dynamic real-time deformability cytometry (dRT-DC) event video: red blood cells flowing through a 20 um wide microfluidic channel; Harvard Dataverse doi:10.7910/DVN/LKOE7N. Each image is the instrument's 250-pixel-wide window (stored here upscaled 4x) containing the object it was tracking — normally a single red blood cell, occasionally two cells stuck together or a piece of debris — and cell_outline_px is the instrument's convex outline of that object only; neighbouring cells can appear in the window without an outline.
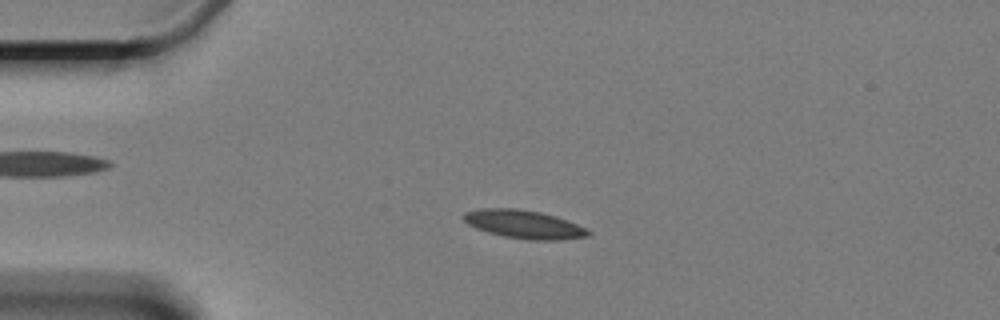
{"species": "Egyptian fruit bat (a non-hibernating species)", "species_latin": "Rousettus aegyptiacus", "temperature_condition": "cold", "stored_images_in_passage": 6, "camera_frame_rate_fps": 3000, "um_per_image_px": 0.085, "animal": {"sex": "female"}, "frame": {"image": 1, "passage_image": 4, "time_ms": 4.333, "image_size_px": [1000, 320], "cell_outline_px": [[592, 232], [588, 236], [560, 240], [528, 240], [504, 236], [488, 232], [476, 228], [468, 224], [460, 216], [464, 212], [480, 208], [516, 208], [540, 212], [556, 216], [576, 224]], "centroid_in_image_um": [44.49, 19.06], "position_along_channel_um": 40.5, "area_um2": 20.58}}
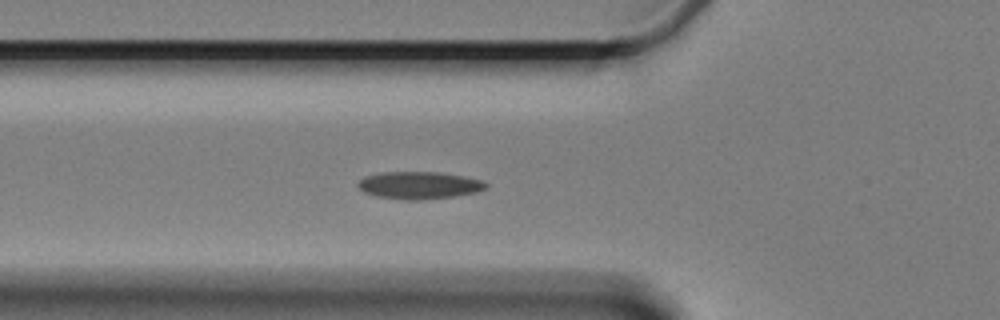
{"frame": {"image": 2, "passage_image": 6, "time_ms": 6.667, "image_size_px": [1000, 320], "cell_outline_px": [[488, 188], [476, 192], [452, 196], [420, 200], [404, 200], [376, 196], [364, 192], [356, 184], [364, 176], [380, 172], [440, 172], [464, 176], [484, 180], [488, 184]], "centroid_in_image_um": [35.64, 15.74], "position_along_channel_um": 90.2, "area_um2": 20.52}}